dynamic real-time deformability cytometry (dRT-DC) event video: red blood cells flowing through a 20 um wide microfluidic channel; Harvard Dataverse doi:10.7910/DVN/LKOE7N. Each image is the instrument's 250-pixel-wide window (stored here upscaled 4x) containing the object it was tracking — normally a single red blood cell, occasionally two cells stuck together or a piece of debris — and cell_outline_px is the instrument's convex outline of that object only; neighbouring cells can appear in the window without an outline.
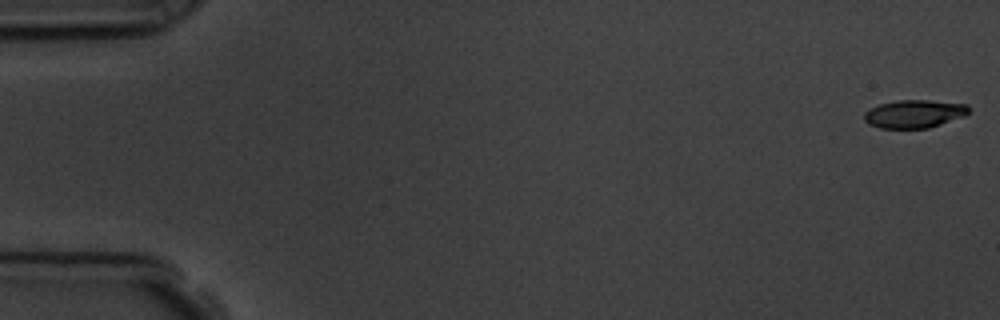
{"species": "common noctule bat (a hibernating species)", "species_latin": "Nyctalus noctula", "temperature_condition": "room temperature", "stored_images_in_passage": 6, "camera_frame_rate_fps": 3000, "um_per_image_px": 0.085, "animal": {"sex": "male", "body_mass_g": 19.5, "forearm_length_mm": 54.6}, "frame": {"image": 1, "passage_image": 1, "time_ms": 0.0, "image_size_px": [1000, 320], "cell_outline_px": [[968, 112], [964, 116], [928, 128], [880, 128], [868, 124], [864, 120], [864, 112], [880, 104], [900, 100], [928, 100], [968, 104]], "centroid_in_image_um": [77.7, 9.68], "position_along_channel_um": 7.3, "area_um2": 16.94}}
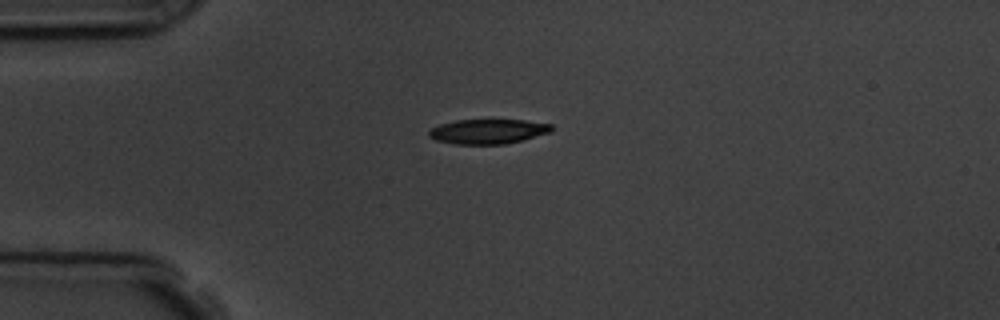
{"frame": {"image": 2, "passage_image": 5, "time_ms": 4.333, "image_size_px": [1000, 320], "cell_outline_px": [[552, 132], [524, 140], [504, 144], [456, 144], [436, 140], [428, 136], [428, 132], [432, 128], [440, 124], [456, 120], [524, 120], [552, 124]], "centroid_in_image_um": [41.51, 11.17], "position_along_channel_um": 43.5, "area_um2": 17.69}}